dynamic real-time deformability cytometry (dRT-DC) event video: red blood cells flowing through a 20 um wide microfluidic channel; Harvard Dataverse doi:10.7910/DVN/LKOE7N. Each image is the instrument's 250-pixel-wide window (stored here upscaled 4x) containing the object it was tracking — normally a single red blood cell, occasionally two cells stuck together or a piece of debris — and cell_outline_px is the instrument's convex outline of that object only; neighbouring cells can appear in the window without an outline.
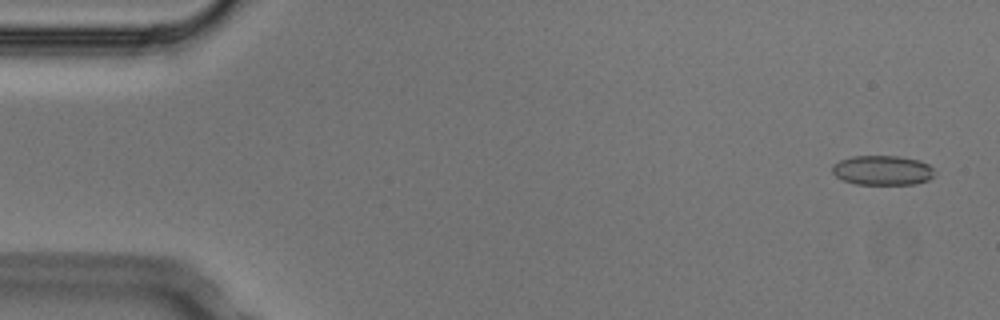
{"species": "Egyptian fruit bat (a non-hibernating species)", "species_latin": "Rousettus aegyptiacus", "temperature_condition": "cold", "stored_images_in_passage": 7, "camera_frame_rate_fps": 3000, "um_per_image_px": 0.085, "animal": {"sex": "male"}, "frame": {"image": 1, "passage_image": 1, "time_ms": 0.0, "image_size_px": [1000, 320], "cell_outline_px": [[936, 172], [928, 180], [912, 184], [856, 184], [844, 180], [836, 176], [832, 172], [832, 164], [840, 160], [852, 156], [900, 156], [920, 160], [928, 164]], "centroid_in_image_um": [75.01, 14.46], "position_along_channel_um": 10.0, "area_um2": 17.69}}
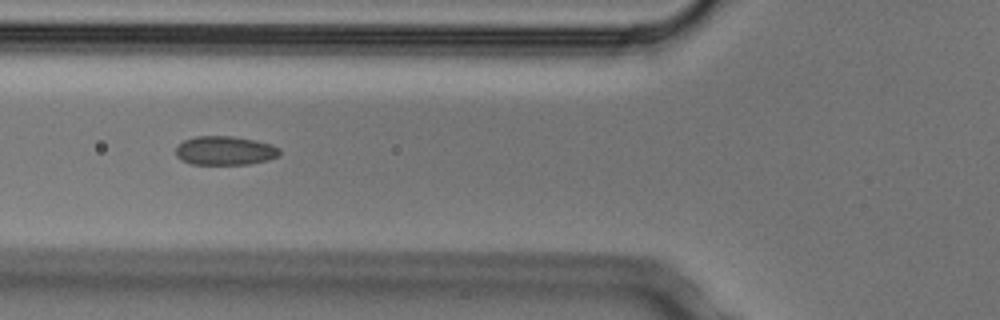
{"frame": {"image": 2, "passage_image": 6, "time_ms": 1.667, "image_size_px": [1000, 320], "cell_outline_px": [[280, 156], [268, 160], [248, 164], [192, 164], [180, 160], [176, 156], [176, 148], [184, 140], [196, 136], [232, 136], [256, 140], [272, 144], [280, 148]], "centroid_in_image_um": [19.15, 12.8], "position_along_channel_um": 106.7, "area_um2": 17.63}}
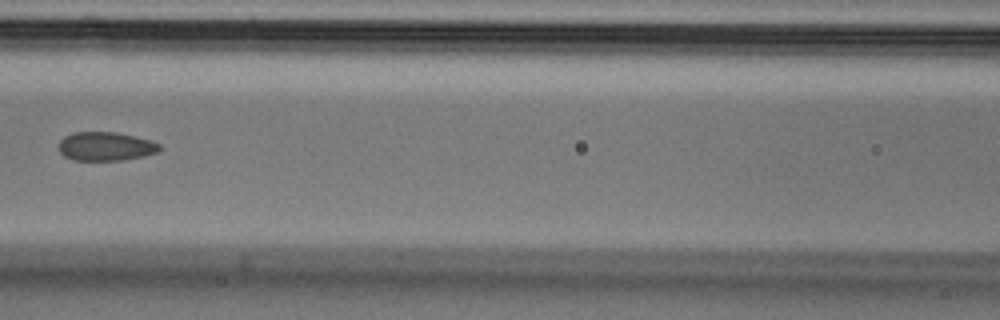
{"frame": {"image": 3, "passage_image": 7, "time_ms": 2.0, "image_size_px": [1000, 320], "cell_outline_px": [[160, 148], [156, 152], [144, 156], [120, 160], [72, 160], [64, 156], [60, 152], [60, 140], [64, 136], [72, 132], [116, 132], [148, 140], [160, 144]], "centroid_in_image_um": [8.94, 12.44], "position_along_channel_um": 157.7, "area_um2": 16.7}}